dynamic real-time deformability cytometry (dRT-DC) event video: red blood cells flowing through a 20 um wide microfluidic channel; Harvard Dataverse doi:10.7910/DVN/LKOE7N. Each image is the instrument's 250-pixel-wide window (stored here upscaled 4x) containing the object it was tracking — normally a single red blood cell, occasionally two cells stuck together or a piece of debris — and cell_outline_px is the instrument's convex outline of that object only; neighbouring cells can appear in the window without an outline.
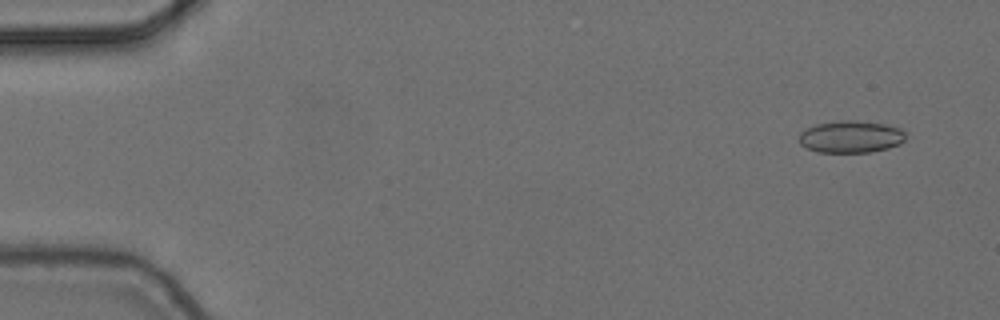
{"species": "common noctule bat (a hibernating species)", "species_latin": "Nyctalus noctula", "temperature_condition": "cold", "stored_images_in_passage": 7, "camera_frame_rate_fps": 3000, "um_per_image_px": 0.085, "animal": {"sex": "female", "body_mass_g": 24.6, "forearm_length_mm": 56.2}, "frame": {"image": 1, "passage_image": 1, "time_ms": 0.0, "image_size_px": [1000, 320], "cell_outline_px": [[904, 140], [900, 144], [888, 148], [868, 152], [816, 152], [800, 144], [800, 132], [816, 124], [840, 120], [856, 120], [884, 124], [900, 128], [904, 132]], "centroid_in_image_um": [72.32, 11.62], "position_along_channel_um": 12.7, "area_um2": 19.83}}
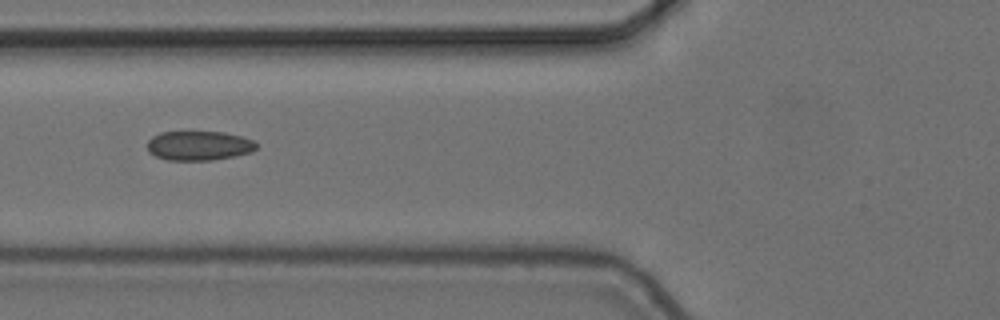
{"frame": {"image": 2, "passage_image": 6, "time_ms": 1.667, "image_size_px": [1000, 320], "cell_outline_px": [[260, 144], [252, 152], [236, 156], [212, 160], [168, 160], [156, 156], [148, 152], [148, 140], [152, 136], [160, 132], [224, 132], [256, 140]], "centroid_in_image_um": [16.95, 12.38], "position_along_channel_um": 108.8, "area_um2": 18.9}}
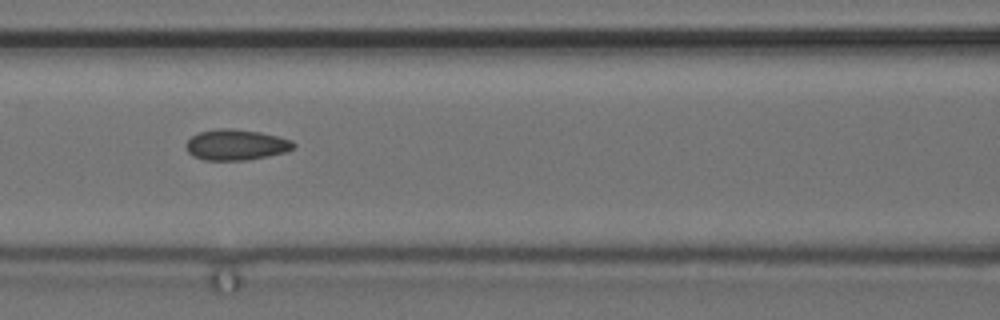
{"frame": {"image": 3, "passage_image": 7, "time_ms": 2.0, "image_size_px": [1000, 320], "cell_outline_px": [[296, 144], [292, 148], [284, 152], [268, 156], [248, 160], [204, 160], [192, 156], [188, 152], [184, 144], [192, 136], [200, 132], [220, 128], [228, 128], [260, 132], [292, 140]], "centroid_in_image_um": [20.03, 12.31], "position_along_channel_um": 146.6, "area_um2": 19.19}}